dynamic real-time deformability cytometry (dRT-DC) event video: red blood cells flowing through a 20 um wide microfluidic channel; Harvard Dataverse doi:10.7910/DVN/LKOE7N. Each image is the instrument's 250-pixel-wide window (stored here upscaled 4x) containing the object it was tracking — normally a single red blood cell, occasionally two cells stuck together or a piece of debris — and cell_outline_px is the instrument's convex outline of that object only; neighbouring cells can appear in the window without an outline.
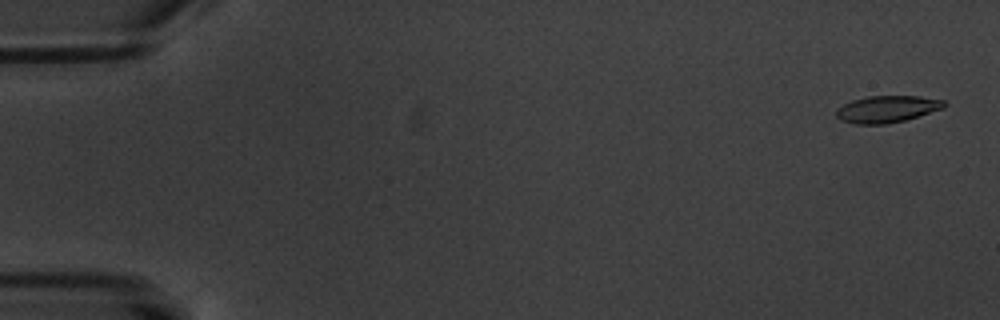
{"species": "common noctule bat (a hibernating species)", "species_latin": "Nyctalus noctula", "temperature_condition": "warm", "stored_images_in_passage": 8, "camera_frame_rate_fps": 3000, "um_per_image_px": 0.085, "animal": {"sex": "male", "body_mass_g": 20.1, "forearm_length_mm": 53.5}, "frame": {"image": 1, "passage_image": 1, "time_ms": 0.0, "image_size_px": [1000, 320], "cell_outline_px": [[948, 104], [944, 108], [904, 120], [888, 124], [852, 124], [840, 120], [836, 116], [836, 108], [852, 100], [868, 96], [920, 96], [944, 100]], "centroid_in_image_um": [75.38, 9.27], "position_along_channel_um": 9.6, "area_um2": 16.99}}